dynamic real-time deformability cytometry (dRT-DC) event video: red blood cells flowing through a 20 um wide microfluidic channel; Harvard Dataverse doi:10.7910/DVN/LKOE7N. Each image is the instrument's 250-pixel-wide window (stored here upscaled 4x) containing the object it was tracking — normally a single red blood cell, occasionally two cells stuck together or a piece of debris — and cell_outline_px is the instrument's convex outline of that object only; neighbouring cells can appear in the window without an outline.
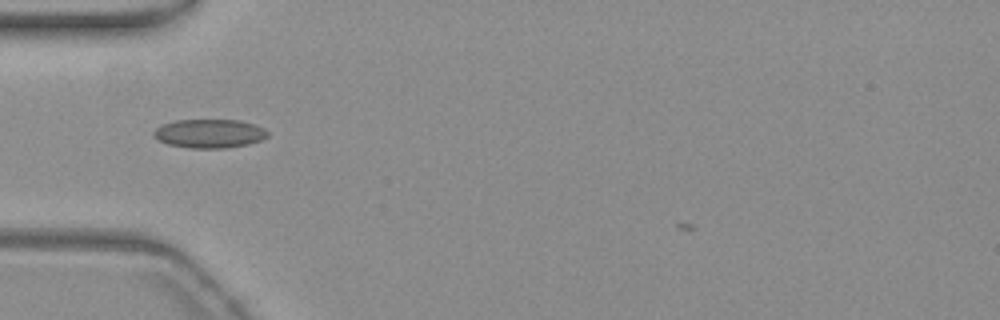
{"species": "common noctule bat (a hibernating species)", "species_latin": "Nyctalus noctula", "temperature_condition": "warm", "stored_images_in_passage": 36, "camera_frame_rate_fps": 3000, "um_per_image_px": 0.085, "animal": {"sex": "female", "body_mass_g": 19.3, "forearm_length_mm": 54.1}, "frame": {"image": 1, "passage_image": 3, "time_ms": 0.667, "image_size_px": [1000, 320], "cell_outline_px": [[268, 136], [260, 140], [248, 144], [228, 148], [188, 148], [168, 144], [160, 140], [152, 132], [156, 128], [164, 124], [176, 120], [240, 120], [264, 128], [268, 132]], "centroid_in_image_um": [17.82, 11.35], "position_along_channel_um": 67.2, "area_um2": 18.96}}
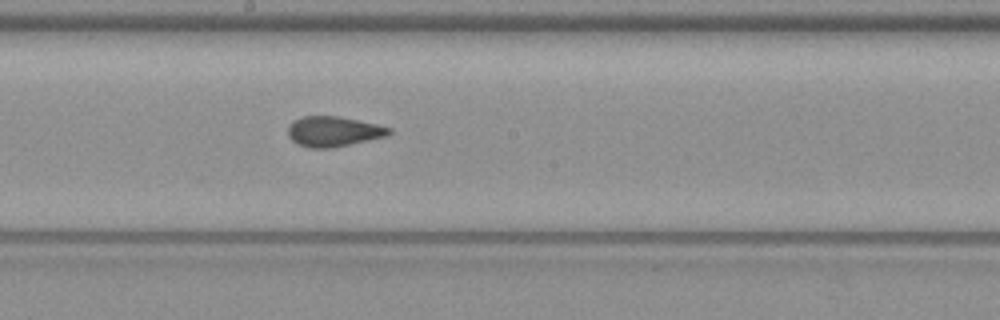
{"frame": {"image": 2, "passage_image": 15, "time_ms": 4.667, "image_size_px": [1000, 320], "cell_outline_px": [[392, 132], [388, 136], [332, 148], [308, 148], [296, 144], [288, 136], [288, 128], [296, 120], [304, 116], [336, 116], [376, 124], [392, 128]], "centroid_in_image_um": [28.36, 11.19], "position_along_channel_um": 219.8, "area_um2": 17.69}}
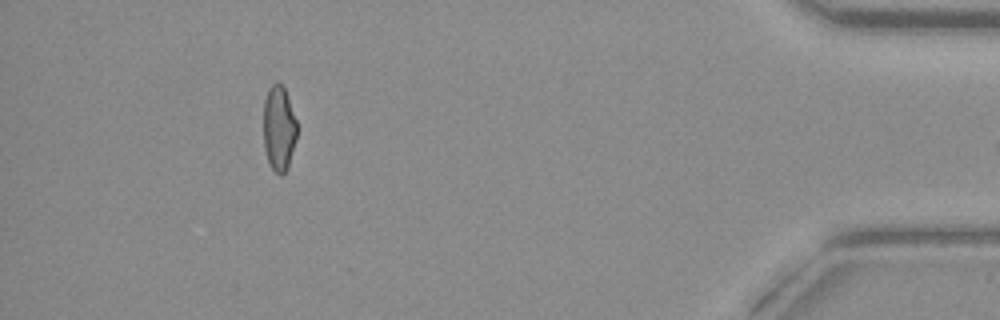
{"frame": {"image": 3, "passage_image": 35, "time_ms": 11.333, "image_size_px": [1000, 320], "cell_outline_px": [[296, 136], [288, 168], [280, 176], [268, 164], [264, 148], [264, 100], [268, 88], [276, 80], [284, 84], [296, 120]], "centroid_in_image_um": [23.69, 10.86], "position_along_channel_um": 411.5, "area_um2": 16.82}}